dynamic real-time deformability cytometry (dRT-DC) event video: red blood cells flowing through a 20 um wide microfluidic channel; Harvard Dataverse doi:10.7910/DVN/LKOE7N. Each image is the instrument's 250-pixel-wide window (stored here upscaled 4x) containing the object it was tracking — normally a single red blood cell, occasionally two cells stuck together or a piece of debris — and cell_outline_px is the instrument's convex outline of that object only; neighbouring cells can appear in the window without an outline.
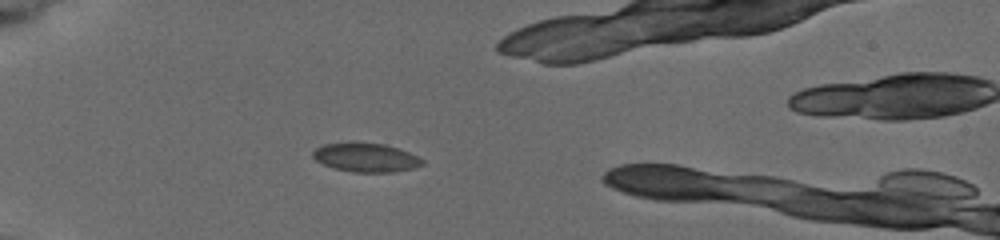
{"species": "common noctule bat (a hibernating species)", "species_latin": "Nyctalus noctula", "temperature_condition": "cold", "stored_images_in_passage": 9, "segment_of_instrument_passage": [1, 2], "camera_frame_rate_fps": 3000, "um_per_image_px": 0.085, "animal": {"sex": "female", "body_mass_g": 19.5, "forearm_length_mm": 54.1}, "frame": {"image": 1, "passage_image": 6, "time_ms": 5.333, "image_size_px": [1000, 240], "cell_outline_px": [[424, 164], [412, 168], [392, 172], [352, 172], [336, 168], [324, 164], [316, 160], [312, 156], [312, 152], [316, 148], [324, 144], [352, 140], [384, 144], [408, 152], [424, 160]], "centroid_in_image_um": [31.06, 13.35], "position_along_channel_um": 53.9, "area_um2": 18.61}}
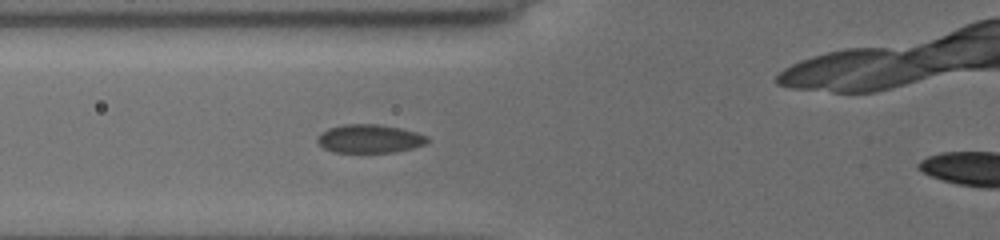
{"frame": {"image": 2, "passage_image": 8, "time_ms": 7.0, "image_size_px": [1000, 240], "cell_outline_px": [[428, 140], [424, 144], [412, 148], [392, 152], [332, 152], [324, 148], [316, 140], [316, 136], [320, 132], [328, 128], [344, 124], [376, 124], [400, 128], [416, 132], [428, 136]], "centroid_in_image_um": [31.36, 11.78], "position_along_channel_um": 94.4, "area_um2": 18.21}}